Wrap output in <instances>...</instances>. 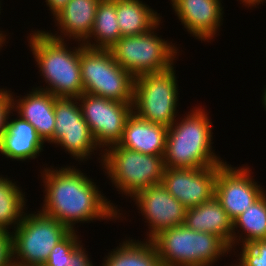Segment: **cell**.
<instances>
[{"mask_svg": "<svg viewBox=\"0 0 266 266\" xmlns=\"http://www.w3.org/2000/svg\"><path fill=\"white\" fill-rule=\"evenodd\" d=\"M12 111V98L6 88H0V139L5 131L9 113Z\"/></svg>", "mask_w": 266, "mask_h": 266, "instance_id": "f1b7e54d", "label": "cell"}, {"mask_svg": "<svg viewBox=\"0 0 266 266\" xmlns=\"http://www.w3.org/2000/svg\"><path fill=\"white\" fill-rule=\"evenodd\" d=\"M77 230L71 231L62 241L54 246L43 266H65L71 262L73 253L82 245Z\"/></svg>", "mask_w": 266, "mask_h": 266, "instance_id": "484cf974", "label": "cell"}, {"mask_svg": "<svg viewBox=\"0 0 266 266\" xmlns=\"http://www.w3.org/2000/svg\"><path fill=\"white\" fill-rule=\"evenodd\" d=\"M263 239H266V192L233 221L231 252L240 243L249 245Z\"/></svg>", "mask_w": 266, "mask_h": 266, "instance_id": "603a6c76", "label": "cell"}, {"mask_svg": "<svg viewBox=\"0 0 266 266\" xmlns=\"http://www.w3.org/2000/svg\"><path fill=\"white\" fill-rule=\"evenodd\" d=\"M28 45L47 86L37 89L50 92L55 97L78 98L84 93L80 68V42L77 47H68L47 35L44 30H31ZM67 41V42H66ZM46 86V87H45Z\"/></svg>", "mask_w": 266, "mask_h": 266, "instance_id": "3957f363", "label": "cell"}, {"mask_svg": "<svg viewBox=\"0 0 266 266\" xmlns=\"http://www.w3.org/2000/svg\"><path fill=\"white\" fill-rule=\"evenodd\" d=\"M161 23L144 34L121 37L109 49L114 60L134 77L166 71L179 57L176 43L158 37L155 30Z\"/></svg>", "mask_w": 266, "mask_h": 266, "instance_id": "ba28073f", "label": "cell"}, {"mask_svg": "<svg viewBox=\"0 0 266 266\" xmlns=\"http://www.w3.org/2000/svg\"><path fill=\"white\" fill-rule=\"evenodd\" d=\"M23 214L11 232L13 266H43L56 244L71 230L41 211Z\"/></svg>", "mask_w": 266, "mask_h": 266, "instance_id": "8992f818", "label": "cell"}, {"mask_svg": "<svg viewBox=\"0 0 266 266\" xmlns=\"http://www.w3.org/2000/svg\"><path fill=\"white\" fill-rule=\"evenodd\" d=\"M100 1L69 0L65 7L53 17L60 32L51 33V30L44 32L57 40L65 41L66 37L67 40L75 39L74 41L83 43L92 31Z\"/></svg>", "mask_w": 266, "mask_h": 266, "instance_id": "ac0fdd59", "label": "cell"}, {"mask_svg": "<svg viewBox=\"0 0 266 266\" xmlns=\"http://www.w3.org/2000/svg\"><path fill=\"white\" fill-rule=\"evenodd\" d=\"M242 246V247H241ZM237 266H266V239L256 240L249 245H240Z\"/></svg>", "mask_w": 266, "mask_h": 266, "instance_id": "4316f807", "label": "cell"}, {"mask_svg": "<svg viewBox=\"0 0 266 266\" xmlns=\"http://www.w3.org/2000/svg\"><path fill=\"white\" fill-rule=\"evenodd\" d=\"M131 199L134 200L138 213L146 220L144 222L148 223L149 232L145 238L149 240L160 231L183 225L185 222L186 208L162 183L139 191Z\"/></svg>", "mask_w": 266, "mask_h": 266, "instance_id": "5bb4252c", "label": "cell"}, {"mask_svg": "<svg viewBox=\"0 0 266 266\" xmlns=\"http://www.w3.org/2000/svg\"><path fill=\"white\" fill-rule=\"evenodd\" d=\"M80 68L84 93L118 102H133L135 77L114 60L110 50L80 43Z\"/></svg>", "mask_w": 266, "mask_h": 266, "instance_id": "52a82bcc", "label": "cell"}, {"mask_svg": "<svg viewBox=\"0 0 266 266\" xmlns=\"http://www.w3.org/2000/svg\"><path fill=\"white\" fill-rule=\"evenodd\" d=\"M0 14H1V0H0ZM4 31L0 30V46L3 47L4 45H6V36L5 34H3Z\"/></svg>", "mask_w": 266, "mask_h": 266, "instance_id": "d6a6232c", "label": "cell"}, {"mask_svg": "<svg viewBox=\"0 0 266 266\" xmlns=\"http://www.w3.org/2000/svg\"><path fill=\"white\" fill-rule=\"evenodd\" d=\"M150 7L143 0H116L121 37L144 34L162 20V16Z\"/></svg>", "mask_w": 266, "mask_h": 266, "instance_id": "44dd1931", "label": "cell"}, {"mask_svg": "<svg viewBox=\"0 0 266 266\" xmlns=\"http://www.w3.org/2000/svg\"><path fill=\"white\" fill-rule=\"evenodd\" d=\"M174 68L134 78L133 112L141 119L166 127L176 120L179 85Z\"/></svg>", "mask_w": 266, "mask_h": 266, "instance_id": "9c48e42d", "label": "cell"}, {"mask_svg": "<svg viewBox=\"0 0 266 266\" xmlns=\"http://www.w3.org/2000/svg\"><path fill=\"white\" fill-rule=\"evenodd\" d=\"M240 1H241L240 4L243 3V5L245 7H248V8L250 7L249 9L255 8L259 4H262L263 5V3H266L265 2L266 0H240Z\"/></svg>", "mask_w": 266, "mask_h": 266, "instance_id": "1f68e13d", "label": "cell"}, {"mask_svg": "<svg viewBox=\"0 0 266 266\" xmlns=\"http://www.w3.org/2000/svg\"><path fill=\"white\" fill-rule=\"evenodd\" d=\"M168 127L141 119L134 112L127 118L120 147L143 154L164 156Z\"/></svg>", "mask_w": 266, "mask_h": 266, "instance_id": "d6986e66", "label": "cell"}, {"mask_svg": "<svg viewBox=\"0 0 266 266\" xmlns=\"http://www.w3.org/2000/svg\"><path fill=\"white\" fill-rule=\"evenodd\" d=\"M0 266H13L11 232L0 229Z\"/></svg>", "mask_w": 266, "mask_h": 266, "instance_id": "83f0119b", "label": "cell"}, {"mask_svg": "<svg viewBox=\"0 0 266 266\" xmlns=\"http://www.w3.org/2000/svg\"><path fill=\"white\" fill-rule=\"evenodd\" d=\"M54 112L55 127L51 144L62 147L79 163L92 159L95 150L103 152L84 120L78 98L57 97Z\"/></svg>", "mask_w": 266, "mask_h": 266, "instance_id": "30bf717a", "label": "cell"}, {"mask_svg": "<svg viewBox=\"0 0 266 266\" xmlns=\"http://www.w3.org/2000/svg\"><path fill=\"white\" fill-rule=\"evenodd\" d=\"M151 240L166 266H212L231 252L219 236L184 224L164 229Z\"/></svg>", "mask_w": 266, "mask_h": 266, "instance_id": "277c9868", "label": "cell"}, {"mask_svg": "<svg viewBox=\"0 0 266 266\" xmlns=\"http://www.w3.org/2000/svg\"><path fill=\"white\" fill-rule=\"evenodd\" d=\"M74 166L59 169L48 166L42 169L40 173L45 195L42 209L40 207L39 210L71 231L76 230L75 224L79 222L122 220L123 213H120L118 205L108 201L109 198L102 194L96 182Z\"/></svg>", "mask_w": 266, "mask_h": 266, "instance_id": "6da1fadb", "label": "cell"}, {"mask_svg": "<svg viewBox=\"0 0 266 266\" xmlns=\"http://www.w3.org/2000/svg\"><path fill=\"white\" fill-rule=\"evenodd\" d=\"M22 191L16 181L0 175V229L11 232L20 224L27 209Z\"/></svg>", "mask_w": 266, "mask_h": 266, "instance_id": "d4e9b609", "label": "cell"}, {"mask_svg": "<svg viewBox=\"0 0 266 266\" xmlns=\"http://www.w3.org/2000/svg\"><path fill=\"white\" fill-rule=\"evenodd\" d=\"M220 166L194 169L166 167L162 184L186 209L193 208L215 196V182Z\"/></svg>", "mask_w": 266, "mask_h": 266, "instance_id": "4fadbf2b", "label": "cell"}, {"mask_svg": "<svg viewBox=\"0 0 266 266\" xmlns=\"http://www.w3.org/2000/svg\"><path fill=\"white\" fill-rule=\"evenodd\" d=\"M100 154L101 168L105 169V175L119 194L132 198L139 191L162 183L166 168L164 156L143 154L118 144L107 147Z\"/></svg>", "mask_w": 266, "mask_h": 266, "instance_id": "5b68a950", "label": "cell"}, {"mask_svg": "<svg viewBox=\"0 0 266 266\" xmlns=\"http://www.w3.org/2000/svg\"><path fill=\"white\" fill-rule=\"evenodd\" d=\"M103 259L102 266H166L152 240H123Z\"/></svg>", "mask_w": 266, "mask_h": 266, "instance_id": "7402d4cb", "label": "cell"}, {"mask_svg": "<svg viewBox=\"0 0 266 266\" xmlns=\"http://www.w3.org/2000/svg\"><path fill=\"white\" fill-rule=\"evenodd\" d=\"M224 162L217 171L215 198L234 221L265 192L255 179L250 166L233 167Z\"/></svg>", "mask_w": 266, "mask_h": 266, "instance_id": "7c38bea8", "label": "cell"}, {"mask_svg": "<svg viewBox=\"0 0 266 266\" xmlns=\"http://www.w3.org/2000/svg\"><path fill=\"white\" fill-rule=\"evenodd\" d=\"M11 114H13V110L9 113L5 131L0 139V155L14 161L38 158L44 151L45 142L31 123L18 115L11 119Z\"/></svg>", "mask_w": 266, "mask_h": 266, "instance_id": "e0dca14e", "label": "cell"}, {"mask_svg": "<svg viewBox=\"0 0 266 266\" xmlns=\"http://www.w3.org/2000/svg\"><path fill=\"white\" fill-rule=\"evenodd\" d=\"M266 86V85H265ZM263 94H262V105L264 106V110L266 111V87L263 90Z\"/></svg>", "mask_w": 266, "mask_h": 266, "instance_id": "836d02e7", "label": "cell"}, {"mask_svg": "<svg viewBox=\"0 0 266 266\" xmlns=\"http://www.w3.org/2000/svg\"><path fill=\"white\" fill-rule=\"evenodd\" d=\"M120 38L116 0H101L96 9L92 31L82 44L90 48L109 50Z\"/></svg>", "mask_w": 266, "mask_h": 266, "instance_id": "cb8c5ba5", "label": "cell"}, {"mask_svg": "<svg viewBox=\"0 0 266 266\" xmlns=\"http://www.w3.org/2000/svg\"><path fill=\"white\" fill-rule=\"evenodd\" d=\"M175 16L192 37L212 41L223 24L222 0H170Z\"/></svg>", "mask_w": 266, "mask_h": 266, "instance_id": "9a60e30c", "label": "cell"}, {"mask_svg": "<svg viewBox=\"0 0 266 266\" xmlns=\"http://www.w3.org/2000/svg\"><path fill=\"white\" fill-rule=\"evenodd\" d=\"M184 225L194 231L207 232L219 236L231 250L233 221L215 196L210 201L186 209Z\"/></svg>", "mask_w": 266, "mask_h": 266, "instance_id": "ffe728a7", "label": "cell"}, {"mask_svg": "<svg viewBox=\"0 0 266 266\" xmlns=\"http://www.w3.org/2000/svg\"><path fill=\"white\" fill-rule=\"evenodd\" d=\"M206 109L195 106L168 127L164 155L167 168H205L222 165L213 145L212 122ZM213 149V150H212Z\"/></svg>", "mask_w": 266, "mask_h": 266, "instance_id": "7a4b0ae2", "label": "cell"}, {"mask_svg": "<svg viewBox=\"0 0 266 266\" xmlns=\"http://www.w3.org/2000/svg\"><path fill=\"white\" fill-rule=\"evenodd\" d=\"M8 91L12 98L13 112L31 123L42 140L51 144L55 127L54 103L57 97L35 87L20 97H15L14 92ZM17 97L19 98L16 99Z\"/></svg>", "mask_w": 266, "mask_h": 266, "instance_id": "2e32d148", "label": "cell"}, {"mask_svg": "<svg viewBox=\"0 0 266 266\" xmlns=\"http://www.w3.org/2000/svg\"><path fill=\"white\" fill-rule=\"evenodd\" d=\"M84 120L94 141L102 148L117 144L123 135L127 118L133 112V102H118L83 93L78 97Z\"/></svg>", "mask_w": 266, "mask_h": 266, "instance_id": "8fae6325", "label": "cell"}, {"mask_svg": "<svg viewBox=\"0 0 266 266\" xmlns=\"http://www.w3.org/2000/svg\"><path fill=\"white\" fill-rule=\"evenodd\" d=\"M69 0H45L46 5L49 7L50 13L53 17L60 12L65 5L68 3Z\"/></svg>", "mask_w": 266, "mask_h": 266, "instance_id": "4dcf8cb0", "label": "cell"}, {"mask_svg": "<svg viewBox=\"0 0 266 266\" xmlns=\"http://www.w3.org/2000/svg\"><path fill=\"white\" fill-rule=\"evenodd\" d=\"M83 244L73 253L71 262L65 266H93L94 264L90 261L87 251Z\"/></svg>", "mask_w": 266, "mask_h": 266, "instance_id": "f546056e", "label": "cell"}]
</instances>
